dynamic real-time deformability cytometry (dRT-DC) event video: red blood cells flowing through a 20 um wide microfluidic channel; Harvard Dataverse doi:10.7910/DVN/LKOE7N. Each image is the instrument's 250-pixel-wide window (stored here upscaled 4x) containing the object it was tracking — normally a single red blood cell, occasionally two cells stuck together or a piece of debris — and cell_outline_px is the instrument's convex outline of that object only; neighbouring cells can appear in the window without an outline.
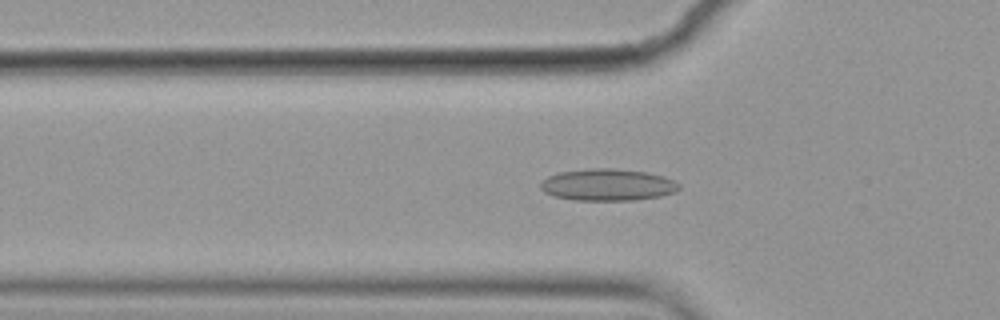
{"species": "common noctule bat (a hibernating species)", "species_latin": "Nyctalus noctula", "temperature_condition": "cold", "stored_images_in_passage": 55, "camera_frame_rate_fps": 3000, "um_per_image_px": 0.085, "animal": {"sex": "female", "body_mass_g": 19.9}, "frame": {"image": 1, "passage_image": 17, "time_ms": 5.333, "image_size_px": [1000, 320], "cell_outline_px": [[680, 188], [676, 192], [660, 196], [632, 200], [572, 200], [552, 196], [544, 192], [540, 188], [540, 184], [548, 176], [560, 172], [588, 168], [616, 168], [648, 172], [664, 176], [680, 184]], "centroid_in_image_um": [51.65, 15.7], "position_along_channel_um": 74.2, "area_um2": 25.89}}
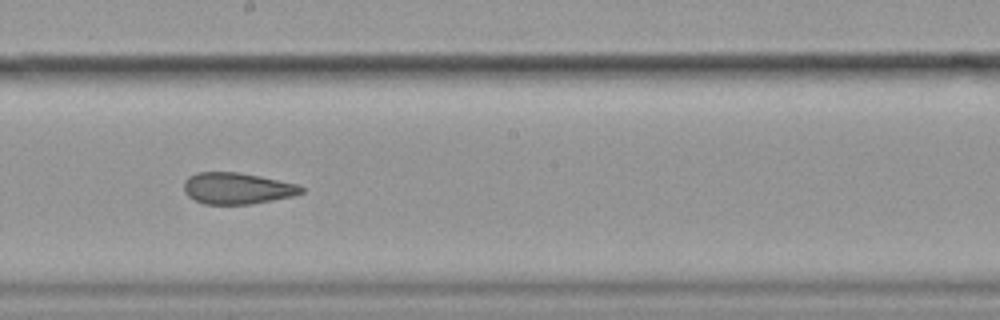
{"frame": {"image": 2, "passage_image": 30, "time_ms": 9.667, "image_size_px": [1000, 320], "cell_outline_px": [[304, 192], [292, 196], [252, 204], [204, 204], [188, 196], [184, 192], [184, 180], [188, 176], [196, 172], [240, 172], [300, 184], [304, 188]], "centroid_in_image_um": [20.16, 16.0], "position_along_channel_um": 228.0, "area_um2": 21.68}}
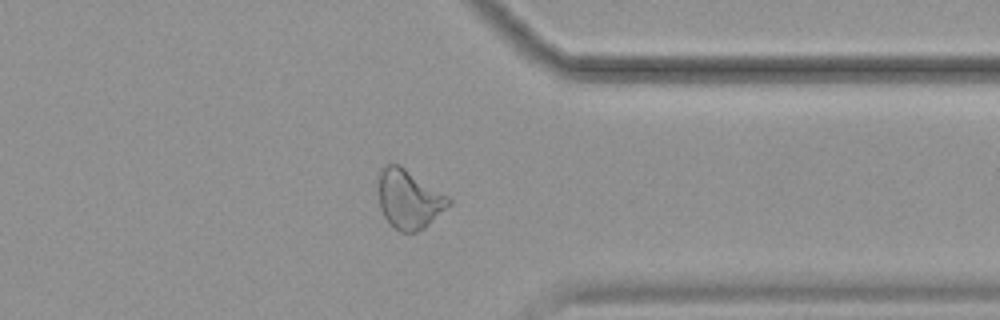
{"frame": {"image": 3, "passage_image": 43, "time_ms": 14.0, "image_size_px": [1000, 320], "cell_outline_px": [[452, 204], [424, 228], [416, 232], [400, 232], [384, 216], [380, 208], [380, 172], [388, 164], [400, 164], [448, 196], [452, 200]], "centroid_in_image_um": [34.81, 16.94], "position_along_channel_um": 376.6, "area_um2": 23.76}, "authors_computed_cell_mechanics": {"area_um2": 24.1026, "velocity_mm_per_s": 3.5481, "shape_relaxation_time_tau1_ms": null, "shape_relaxation_time_tau2_ms": 3.4389, "deformation_change_tau1": null, "deformation_change_tau2": 0.1114}}